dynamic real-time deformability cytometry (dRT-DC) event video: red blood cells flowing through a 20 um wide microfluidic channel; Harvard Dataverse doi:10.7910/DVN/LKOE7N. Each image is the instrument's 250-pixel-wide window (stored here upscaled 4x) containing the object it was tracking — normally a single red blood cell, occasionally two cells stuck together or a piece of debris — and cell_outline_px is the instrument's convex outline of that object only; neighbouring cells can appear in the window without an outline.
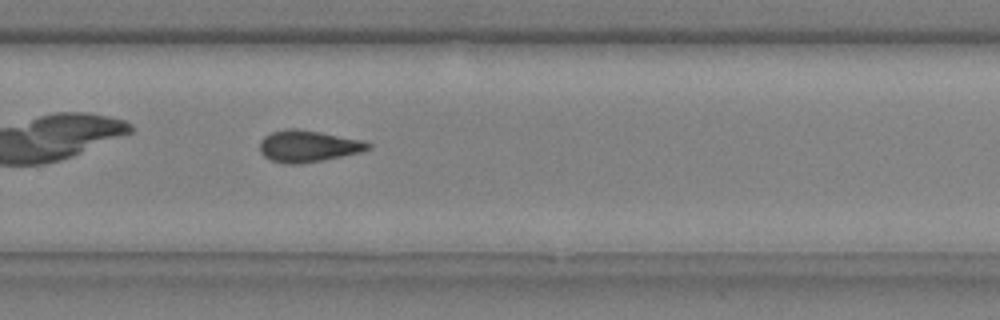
{"species": "common noctule bat (a hibernating species)", "species_latin": "Nyctalus noctula", "temperature_condition": "cold", "stored_images_in_passage": 11, "camera_frame_rate_fps": 3000, "um_per_image_px": 0.085, "animal": {"sex": "male", "body_mass_g": 20.4}, "frame": {"image": 1, "passage_image": 11, "time_ms": 3.333, "image_size_px": [1000, 320], "cell_outline_px": [[372, 148], [360, 152], [324, 160], [300, 164], [284, 164], [272, 160], [264, 156], [260, 152], [260, 140], [264, 136], [272, 132], [284, 128], [300, 128], [364, 140], [372, 144]], "centroid_in_image_um": [26.19, 12.41], "position_along_channel_um": 303.6, "area_um2": 20.29}}